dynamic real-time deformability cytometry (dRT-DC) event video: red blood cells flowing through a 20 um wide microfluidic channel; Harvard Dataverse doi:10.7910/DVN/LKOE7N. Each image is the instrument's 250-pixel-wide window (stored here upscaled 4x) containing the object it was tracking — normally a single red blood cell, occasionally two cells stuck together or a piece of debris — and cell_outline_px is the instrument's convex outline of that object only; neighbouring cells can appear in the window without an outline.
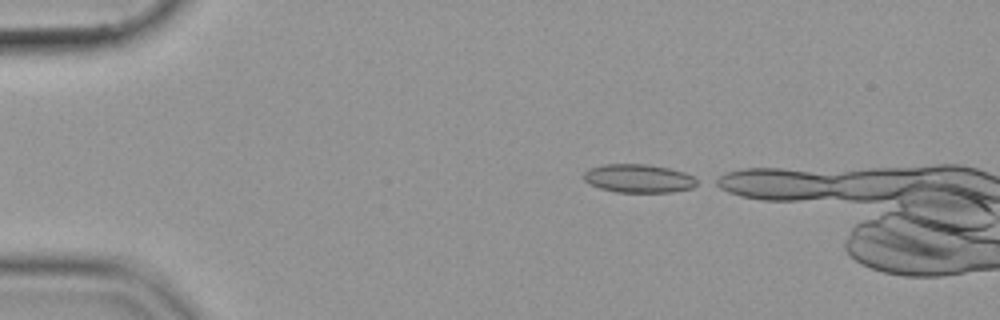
{"species": "common noctule bat (a hibernating species)", "species_latin": "Nyctalus noctula", "temperature_condition": "cold", "stored_images_in_passage": 4, "camera_frame_rate_fps": 3000, "um_per_image_px": 0.085, "animal": {"sex": "female", "body_mass_g": 19.9}, "frame": {"image": 1, "passage_image": 1, "time_ms": 0.0, "image_size_px": [1000, 320], "cell_outline_px": [[700, 184], [692, 188], [672, 192], [616, 192], [600, 188], [588, 184], [580, 176], [588, 168], [604, 164], [648, 164], [668, 168], [684, 172], [700, 180]], "centroid_in_image_um": [54.27, 15.17], "position_along_channel_um": 30.7, "area_um2": 19.13}}